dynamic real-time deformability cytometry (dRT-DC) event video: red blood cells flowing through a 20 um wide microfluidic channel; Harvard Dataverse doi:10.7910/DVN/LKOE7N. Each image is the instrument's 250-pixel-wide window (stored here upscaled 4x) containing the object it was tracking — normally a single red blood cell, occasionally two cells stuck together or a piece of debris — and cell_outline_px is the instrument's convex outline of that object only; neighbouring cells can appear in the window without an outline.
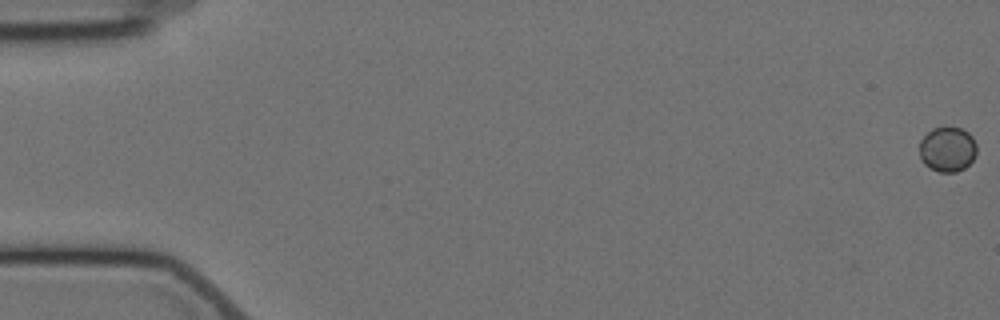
{"species": "Egyptian fruit bat (a non-hibernating species)", "species_latin": "Rousettus aegyptiacus", "temperature_condition": "cold", "stored_images_in_passage": 4, "camera_frame_rate_fps": 3000, "um_per_image_px": 0.085, "animal": {"sex": "female"}, "frame": {"image": 1, "passage_image": 1, "time_ms": 0.0, "image_size_px": [1000, 320], "cell_outline_px": [[976, 156], [964, 168], [956, 172], [940, 172], [924, 164], [920, 156], [920, 140], [932, 128], [944, 124], [948, 124], [960, 128], [968, 132], [972, 136], [976, 144]], "centroid_in_image_um": [80.54, 12.63], "position_along_channel_um": 4.5, "area_um2": 15.32}}